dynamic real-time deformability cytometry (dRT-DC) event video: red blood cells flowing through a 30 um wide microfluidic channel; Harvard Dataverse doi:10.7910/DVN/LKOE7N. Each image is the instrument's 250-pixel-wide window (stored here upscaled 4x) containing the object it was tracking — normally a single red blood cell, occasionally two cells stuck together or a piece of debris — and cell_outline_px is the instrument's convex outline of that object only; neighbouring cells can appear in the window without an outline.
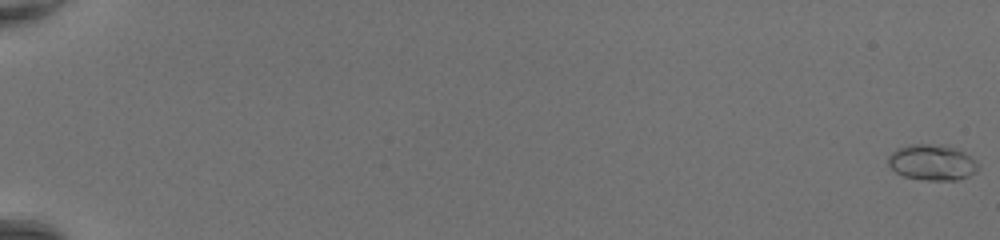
{"species": "common noctule bat (a hibernating species)", "species_latin": "Nyctalus noctula", "temperature_condition": "room temperature", "stored_images_in_passage": 51, "camera_frame_rate_fps": 3000, "um_per_image_px": 0.085, "animal": {"sex": "female", "body_mass_g": 20.0, "forearm_length_mm": 54.0}, "frame": {"image": 1, "passage_image": 1, "time_ms": 0.0, "image_size_px": [1000, 240], "cell_outline_px": [[980, 168], [976, 172], [968, 176], [956, 180], [924, 180], [904, 176], [896, 172], [888, 164], [888, 156], [896, 148], [908, 144], [944, 144], [964, 152], [976, 160], [980, 164]], "centroid_in_image_um": [79.25, 13.79], "position_along_channel_um": 5.8, "area_um2": 19.02}}
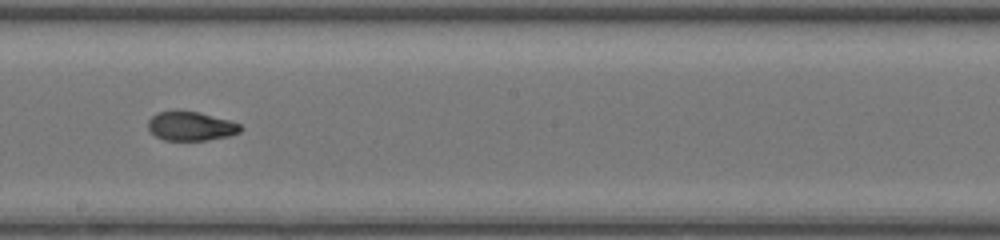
{"frame": {"image": 2, "passage_image": 32, "time_ms": 10.333, "image_size_px": [1000, 240], "cell_outline_px": [[244, 128], [240, 132], [228, 136], [208, 140], [164, 140], [156, 136], [148, 128], [148, 120], [156, 112], [200, 112], [228, 120], [240, 124]], "centroid_in_image_um": [16.24, 10.73], "position_along_channel_um": 232.0, "area_um2": 15.43}}
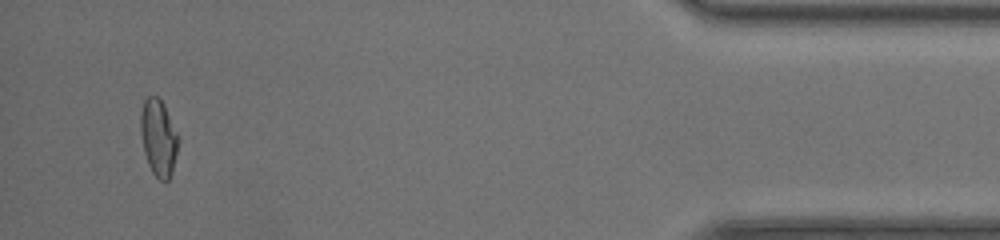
{"frame": {"image": 3, "passage_image": 49, "time_ms": 16.0, "image_size_px": [1000, 240], "cell_outline_px": [[176, 152], [172, 172], [168, 180], [160, 180], [152, 172], [148, 164], [144, 152], [140, 132], [140, 112], [144, 100], [148, 96], [156, 96], [164, 104], [176, 132]], "centroid_in_image_um": [13.42, 11.68], "position_along_channel_um": 421.8, "area_um2": 16.42}, "authors_computed_cell_mechanics": {"area_um2": 16.4152, "velocity_mm_per_s": 4.4128, "shape_relaxation_time_tau1_ms": 8.5156, "shape_relaxation_time_tau2_ms": 1.3279, "deformation_change_tau1": 0.3065, "deformation_change_tau2": 0.0668}}